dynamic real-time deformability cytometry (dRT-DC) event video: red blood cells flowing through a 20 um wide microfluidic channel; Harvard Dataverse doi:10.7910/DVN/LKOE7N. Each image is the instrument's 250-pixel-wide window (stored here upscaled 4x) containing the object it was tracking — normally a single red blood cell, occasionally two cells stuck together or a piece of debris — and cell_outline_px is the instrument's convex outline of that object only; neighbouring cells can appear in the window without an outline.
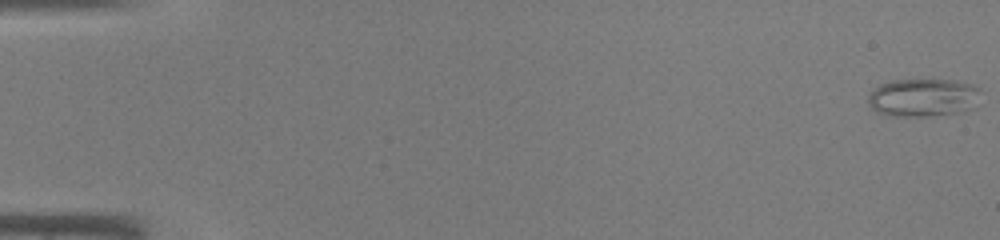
{"species": "common noctule bat (a hibernating species)", "species_latin": "Nyctalus noctula", "temperature_condition": "warm", "stored_images_in_passage": 45, "camera_frame_rate_fps": 3000, "um_per_image_px": 0.085, "animal": {"sex": "male", "body_mass_g": 19.0, "forearm_length_mm": 50.8}, "frame": {"image": 1, "passage_image": 1, "time_ms": 0.0, "image_size_px": [1000, 240], "cell_outline_px": [[980, 88], [976, 108], [956, 112], [928, 116], [892, 116], [876, 112], [868, 104], [868, 96], [880, 84], [892, 80], [956, 80], [972, 84]], "centroid_in_image_um": [78.48, 8.29], "position_along_channel_um": 6.5, "area_um2": 25.03}}
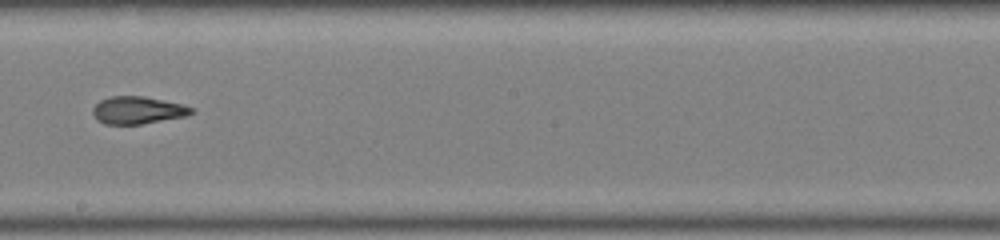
{"frame": {"image": 2, "passage_image": 27, "time_ms": 8.667, "image_size_px": [1000, 240], "cell_outline_px": [[192, 112], [184, 116], [140, 124], [104, 124], [96, 120], [92, 112], [92, 108], [100, 100], [112, 96], [144, 96], [180, 104], [192, 108]], "centroid_in_image_um": [11.62, 9.37], "position_along_channel_um": 236.6, "area_um2": 15.49}}
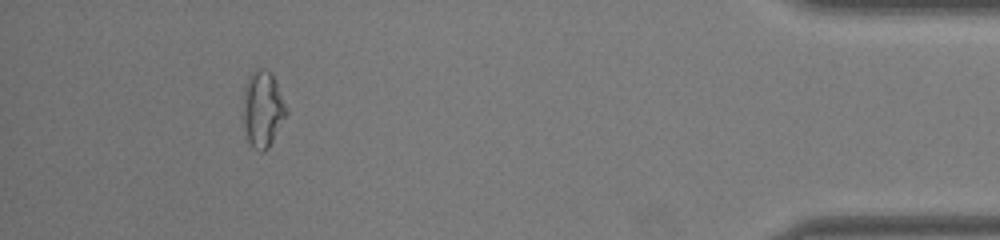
{"frame": {"image": 3, "passage_image": 42, "time_ms": 13.667, "image_size_px": [1000, 240], "cell_outline_px": [[288, 112], [268, 148], [264, 152], [260, 152], [252, 148], [244, 136], [244, 88], [248, 76], [256, 68], [268, 68], [272, 72], [288, 108]], "centroid_in_image_um": [22.33, 9.26], "position_along_channel_um": 412.9, "area_um2": 19.54}}